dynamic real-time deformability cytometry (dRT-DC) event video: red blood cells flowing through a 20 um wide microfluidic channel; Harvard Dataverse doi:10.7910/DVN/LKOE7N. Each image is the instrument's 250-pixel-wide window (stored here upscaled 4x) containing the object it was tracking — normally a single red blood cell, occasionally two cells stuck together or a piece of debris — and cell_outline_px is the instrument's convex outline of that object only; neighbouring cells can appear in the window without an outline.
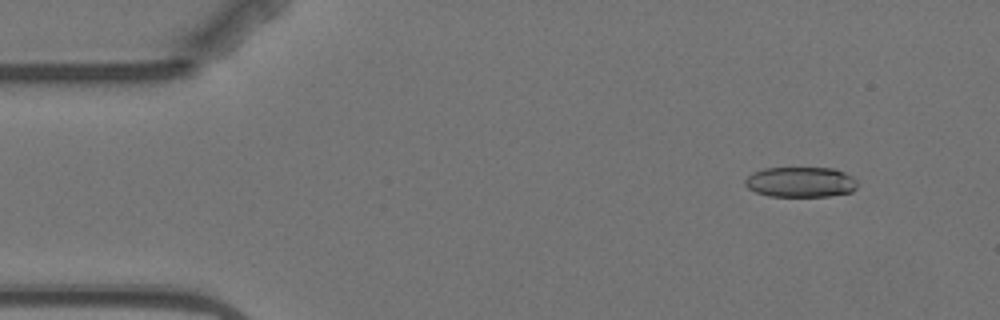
{"species": "Egyptian fruit bat (a non-hibernating species)", "species_latin": "Rousettus aegyptiacus", "temperature_condition": "warm", "stored_images_in_passage": 5, "camera_frame_rate_fps": 3000, "um_per_image_px": 0.085, "animal": {"sex": "female"}, "frame": {"image": 1, "passage_image": 2, "time_ms": 1.0, "image_size_px": [1000, 320], "cell_outline_px": [[856, 188], [852, 192], [828, 196], [768, 196], [756, 192], [748, 188], [744, 184], [744, 180], [752, 172], [764, 168], [836, 168], [852, 176], [856, 180]], "centroid_in_image_um": [68.04, 15.47], "position_along_channel_um": 17.0, "area_um2": 19.94}}
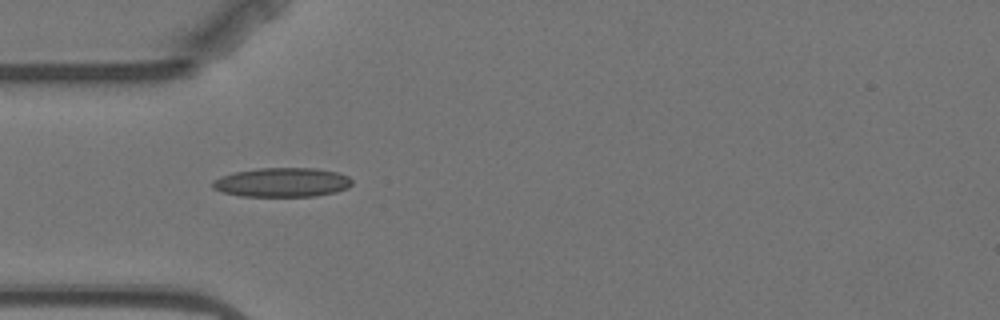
{"frame": {"image": 2, "passage_image": 5, "time_ms": 4.667, "image_size_px": [1000, 320], "cell_outline_px": [[352, 184], [348, 188], [336, 192], [316, 196], [240, 196], [224, 192], [212, 188], [212, 180], [220, 176], [232, 172], [260, 168], [316, 168], [340, 172], [348, 176], [352, 180]], "centroid_in_image_um": [23.99, 15.49], "position_along_channel_um": 61.0, "area_um2": 23.99}}